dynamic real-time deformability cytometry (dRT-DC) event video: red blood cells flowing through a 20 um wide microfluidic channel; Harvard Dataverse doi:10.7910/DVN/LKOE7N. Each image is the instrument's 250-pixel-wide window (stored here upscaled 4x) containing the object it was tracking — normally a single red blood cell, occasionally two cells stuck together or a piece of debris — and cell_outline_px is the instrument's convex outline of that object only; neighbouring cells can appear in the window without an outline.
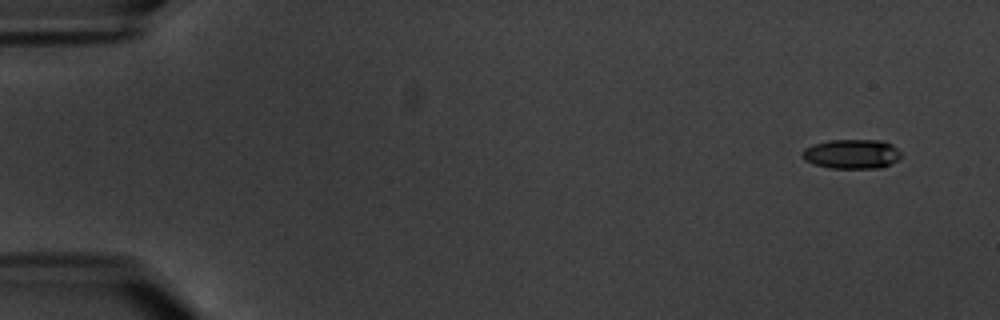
{"species": "common noctule bat (a hibernating species)", "species_latin": "Nyctalus noctula", "temperature_condition": "warm", "stored_images_in_passage": 15, "camera_frame_rate_fps": 3000, "um_per_image_px": 0.085, "animal": {"sex": "male", "body_mass_g": 20.1, "forearm_length_mm": 53.5}, "frame": {"image": 1, "passage_image": 1, "time_ms": 0.0, "image_size_px": [1000, 320], "cell_outline_px": [[900, 156], [896, 160], [880, 168], [832, 168], [812, 164], [804, 160], [800, 156], [800, 152], [804, 148], [812, 144], [828, 140], [880, 140], [892, 144], [900, 152]], "centroid_in_image_um": [72.31, 13.08], "position_along_channel_um": 12.7, "area_um2": 17.05}}
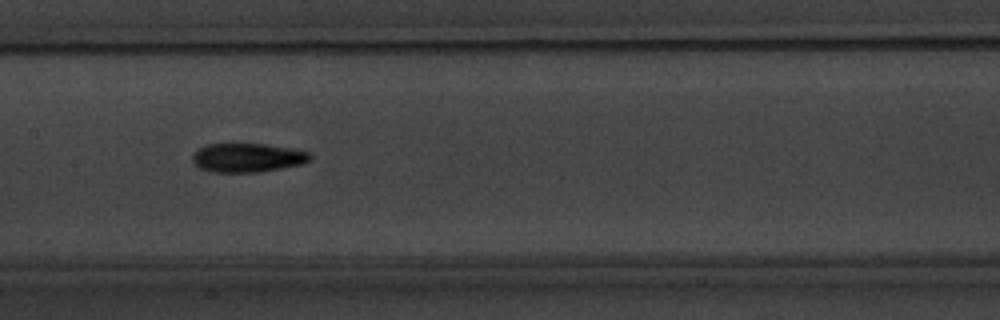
{"frame": {"image": 2, "passage_image": 8, "time_ms": 9.0, "image_size_px": [1000, 320], "cell_outline_px": [[312, 160], [304, 164], [260, 172], [212, 172], [200, 168], [192, 160], [192, 156], [200, 148], [208, 144], [264, 144], [288, 148], [308, 152], [312, 156]], "centroid_in_image_um": [21.07, 13.41], "position_along_channel_um": 186.3, "area_um2": 19.71}}
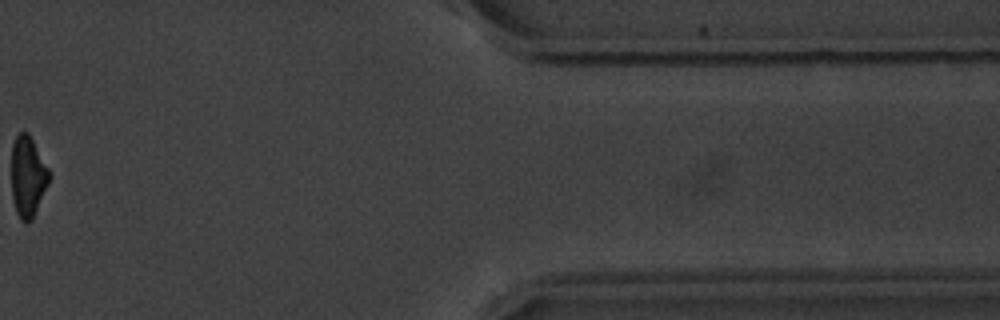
{"frame": {"image": 3, "passage_image": 14, "time_ms": 17.0, "image_size_px": [1000, 320], "cell_outline_px": [[48, 184], [32, 220], [20, 220], [16, 212], [12, 200], [12, 144], [16, 136], [20, 132], [28, 132], [48, 168]], "centroid_in_image_um": [2.34, 15.0], "position_along_channel_um": 409.1, "area_um2": 17.4}, "authors_computed_cell_mechanics": {"area_um2": 18.3804, "velocity_mm_per_s": 3.3938, "shape_relaxation_time_tau1_ms": 3.6688, "shape_relaxation_time_tau2_ms": 6.684, "deformation_change_tau1": 0.1292, "deformation_change_tau2": 0.1538}}